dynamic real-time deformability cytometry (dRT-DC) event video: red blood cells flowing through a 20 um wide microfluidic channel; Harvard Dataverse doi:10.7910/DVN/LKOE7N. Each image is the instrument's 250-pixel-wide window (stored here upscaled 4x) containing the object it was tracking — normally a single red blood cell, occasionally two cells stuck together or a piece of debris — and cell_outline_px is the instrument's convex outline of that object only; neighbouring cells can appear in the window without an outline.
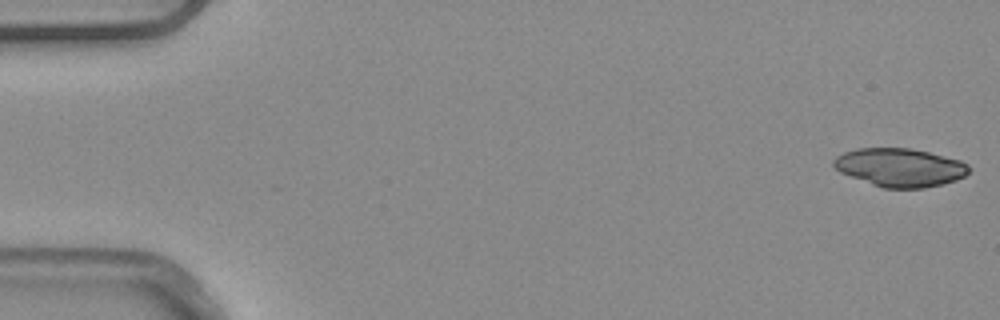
{"species": "common noctule bat (a hibernating species)", "species_latin": "Nyctalus noctula", "temperature_condition": "warm", "stored_images_in_passage": 5, "camera_frame_rate_fps": 3000, "um_per_image_px": 0.085, "animal": {"sex": "male", "body_mass_g": 20.4}, "frame": {"image": 1, "passage_image": 1, "time_ms": 0.0, "image_size_px": [1000, 320], "cell_outline_px": [[968, 172], [964, 176], [956, 180], [944, 184], [924, 188], [884, 188], [872, 184], [840, 172], [832, 164], [832, 160], [836, 156], [844, 152], [856, 148], [908, 148], [928, 152], [960, 160], [968, 164]], "centroid_in_image_um": [76.48, 14.23], "position_along_channel_um": 8.5, "area_um2": 30.11}}